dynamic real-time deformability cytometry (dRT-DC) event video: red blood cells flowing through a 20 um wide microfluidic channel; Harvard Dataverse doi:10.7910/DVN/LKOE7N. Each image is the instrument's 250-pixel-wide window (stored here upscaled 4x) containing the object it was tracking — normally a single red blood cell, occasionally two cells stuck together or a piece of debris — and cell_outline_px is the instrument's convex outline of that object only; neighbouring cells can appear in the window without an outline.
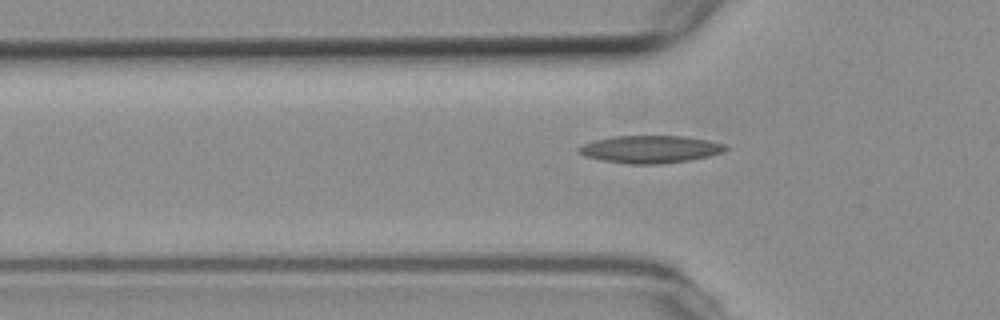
{"species": "common noctule bat (a hibernating species)", "species_latin": "Nyctalus noctula", "temperature_condition": "room temperature", "stored_images_in_passage": 4, "camera_frame_rate_fps": 3000, "um_per_image_px": 0.085, "animal": {"sex": "female", "body_mass_g": 19.3, "forearm_length_mm": 54.1}, "frame": {"image": 1, "passage_image": 4, "time_ms": 3.333, "image_size_px": [1000, 320], "cell_outline_px": [[728, 148], [724, 152], [708, 156], [688, 160], [660, 164], [628, 164], [600, 160], [584, 156], [576, 148], [584, 144], [596, 140], [612, 136], [684, 136], [708, 140], [724, 144]], "centroid_in_image_um": [55.26, 12.69], "position_along_channel_um": 70.5, "area_um2": 23.47}}